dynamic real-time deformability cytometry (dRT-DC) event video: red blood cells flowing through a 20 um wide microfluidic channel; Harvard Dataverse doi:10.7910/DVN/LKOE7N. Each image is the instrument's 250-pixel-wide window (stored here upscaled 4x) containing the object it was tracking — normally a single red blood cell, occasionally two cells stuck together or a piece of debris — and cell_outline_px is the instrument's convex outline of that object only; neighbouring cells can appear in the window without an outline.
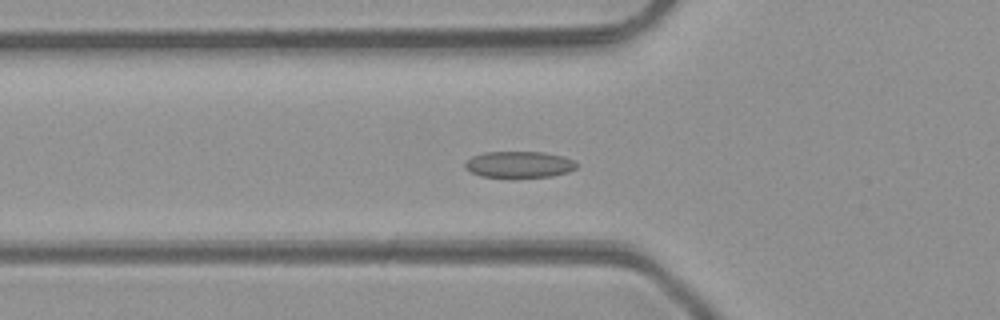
{"species": "common noctule bat (a hibernating species)", "species_latin": "Nyctalus noctula", "temperature_condition": "room temperature", "stored_images_in_passage": 40, "camera_frame_rate_fps": 3000, "um_per_image_px": 0.085, "animal": {"sex": "male", "body_mass_g": 23.1, "forearm_length_mm": 52.7}, "frame": {"image": 1, "passage_image": 8, "time_ms": 2.333, "image_size_px": [1000, 320], "cell_outline_px": [[580, 164], [576, 168], [568, 172], [552, 176], [480, 176], [464, 168], [464, 164], [472, 156], [484, 152], [544, 152], [564, 156]], "centroid_in_image_um": [44.15, 13.96], "position_along_channel_um": 81.6, "area_um2": 16.94}}
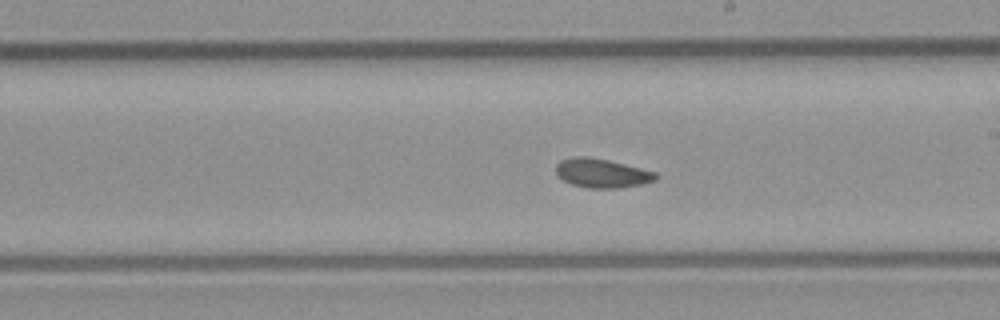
{"frame": {"image": 2, "passage_image": 19, "time_ms": 6.0, "image_size_px": [1000, 320], "cell_outline_px": [[660, 176], [656, 180], [640, 184], [620, 188], [588, 188], [572, 184], [564, 180], [556, 172], [556, 164], [560, 160], [572, 156], [588, 156], [608, 160], [656, 172]], "centroid_in_image_um": [51.16, 14.71], "position_along_channel_um": 237.8, "area_um2": 16.88}}
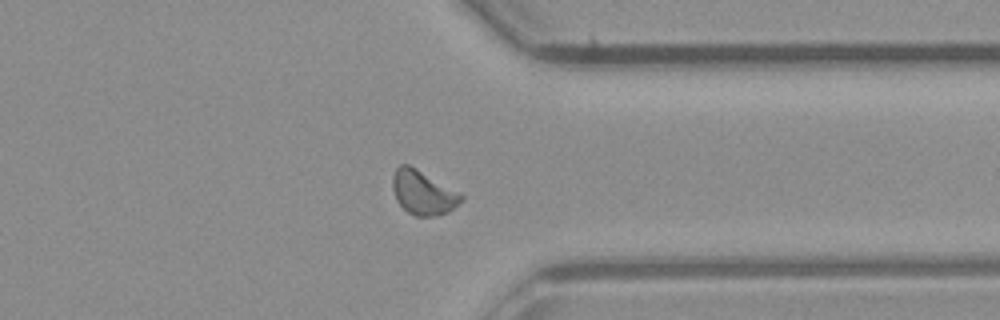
{"frame": {"image": 3, "passage_image": 29, "time_ms": 9.333, "image_size_px": [1000, 320], "cell_outline_px": [[464, 200], [448, 212], [436, 216], [416, 216], [408, 212], [396, 200], [392, 188], [392, 176], [396, 168], [400, 164], [408, 164], [416, 168], [464, 196]], "centroid_in_image_um": [35.93, 16.38], "position_along_channel_um": 375.5, "area_um2": 17.46}, "authors_computed_cell_mechanics": {"area_um2": 16.8198, "velocity_mm_per_s": 4.2368, "shape_relaxation_time_tau1_ms": 4.2608, "shape_relaxation_time_tau2_ms": 4.1686, "deformation_change_tau1": 0.0827, "deformation_change_tau2": 0.0879}}